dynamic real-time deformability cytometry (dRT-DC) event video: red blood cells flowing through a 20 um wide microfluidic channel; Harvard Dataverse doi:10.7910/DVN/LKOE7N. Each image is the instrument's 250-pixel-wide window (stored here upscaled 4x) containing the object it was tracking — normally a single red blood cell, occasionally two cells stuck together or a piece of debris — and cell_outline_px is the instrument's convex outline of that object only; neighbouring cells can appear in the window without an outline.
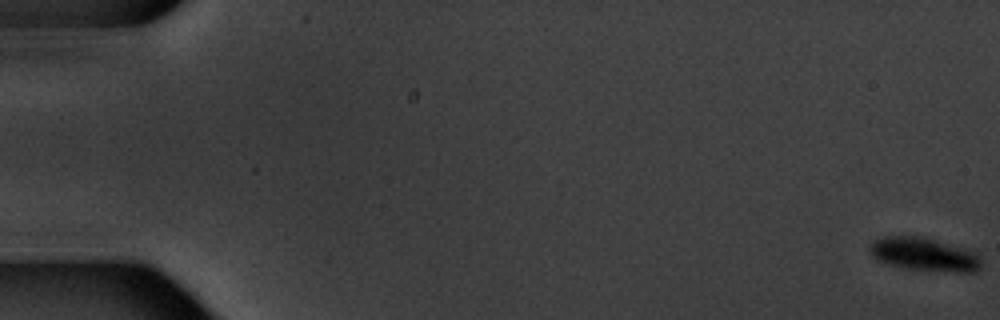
{"species": "common noctule bat (a hibernating species)", "species_latin": "Nyctalus noctula", "temperature_condition": "warm", "stored_images_in_passage": 17, "segment_of_instrument_passage": [1, 2], "camera_frame_rate_fps": 3000, "um_per_image_px": 0.085, "animal": {"sex": "male", "body_mass_g": 20.1, "forearm_length_mm": 53.5}, "frame": {"image": 1, "passage_image": 1, "time_ms": 0.0, "image_size_px": [1000, 320], "cell_outline_px": [[980, 268], [976, 272], [956, 272], [904, 268], [888, 264], [876, 260], [868, 252], [868, 248], [872, 240], [884, 236], [924, 236], [972, 252], [980, 256]], "centroid_in_image_um": [78.47, 21.62], "position_along_channel_um": 6.5, "area_um2": 21.62}}
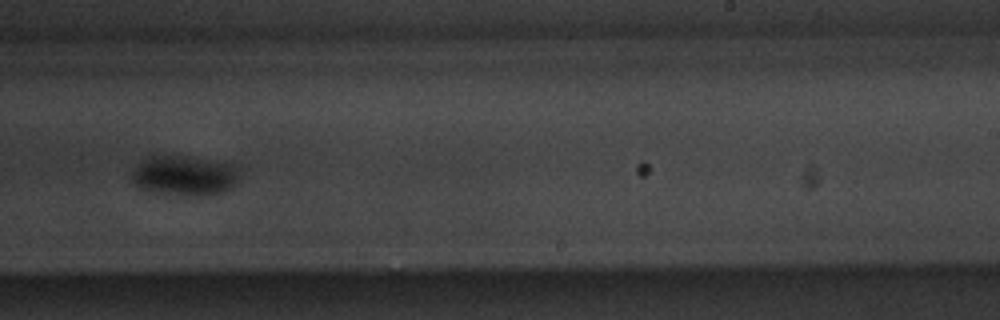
{"frame": {"image": 2, "passage_image": 11, "time_ms": 12.667, "image_size_px": [1000, 320], "cell_outline_px": [[240, 180], [236, 184], [224, 192], [196, 196], [188, 196], [152, 192], [140, 188], [132, 180], [132, 172], [144, 160], [152, 156], [184, 156], [228, 164], [236, 168]], "centroid_in_image_um": [15.68, 14.96], "position_along_channel_um": 273.3, "area_um2": 24.62}}
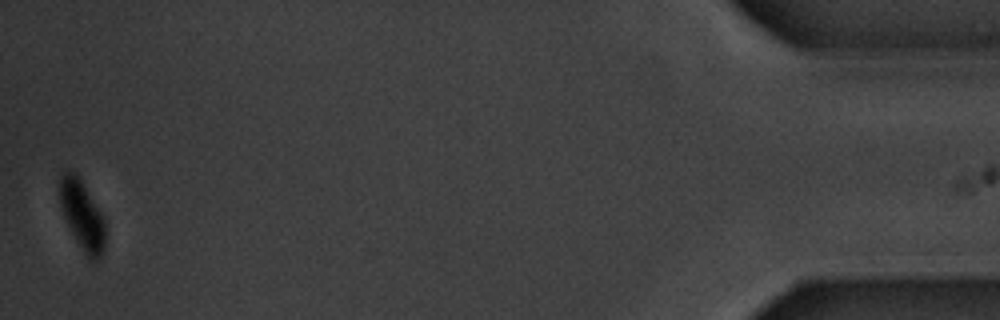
{"frame": {"image": 3, "passage_image": 16, "time_ms": 19.667, "image_size_px": [1000, 320], "cell_outline_px": [[104, 252], [96, 264], [92, 264], [88, 260], [76, 240], [64, 216], [60, 204], [60, 176], [64, 172], [76, 172], [104, 216]], "centroid_in_image_um": [7.02, 18.36], "position_along_channel_um": 428.2, "area_um2": 18.44}}